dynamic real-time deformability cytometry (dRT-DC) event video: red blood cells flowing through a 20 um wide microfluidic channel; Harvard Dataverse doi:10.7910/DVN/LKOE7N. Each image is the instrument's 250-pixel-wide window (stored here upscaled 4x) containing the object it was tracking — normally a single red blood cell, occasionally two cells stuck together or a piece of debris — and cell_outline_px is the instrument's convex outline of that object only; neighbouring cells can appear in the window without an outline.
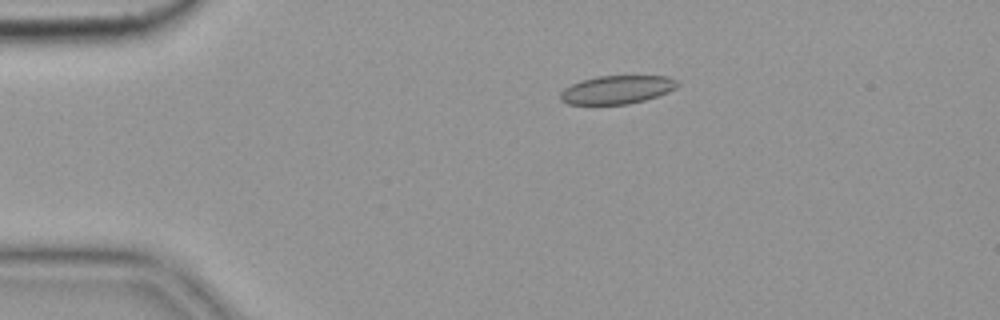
{"species": "common noctule bat (a hibernating species)", "species_latin": "Nyctalus noctula", "temperature_condition": "cold", "stored_images_in_passage": 8, "camera_frame_rate_fps": 3000, "um_per_image_px": 0.085, "animal": {"sex": "female", "body_mass_g": 19.9}, "frame": {"image": 1, "passage_image": 4, "time_ms": 1.0, "image_size_px": [1000, 320], "cell_outline_px": [[680, 84], [676, 88], [668, 92], [644, 100], [628, 104], [568, 104], [560, 100], [560, 92], [564, 88], [580, 80], [600, 76], [668, 76], [680, 80]], "centroid_in_image_um": [52.46, 7.61], "position_along_channel_um": 32.5, "area_um2": 19.42}}
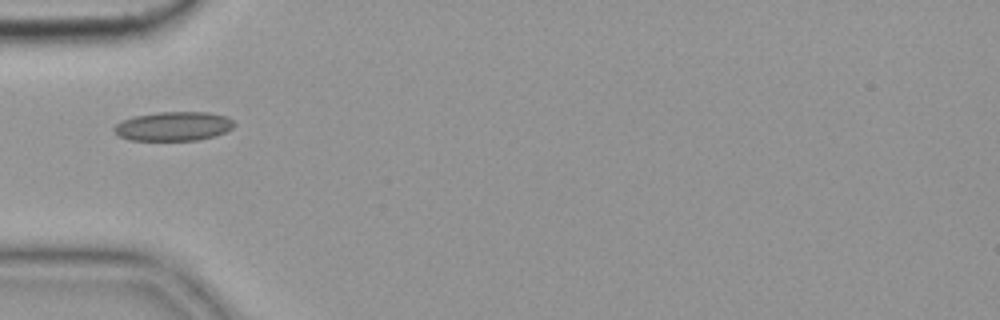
{"frame": {"image": 2, "passage_image": 6, "time_ms": 1.667, "image_size_px": [1000, 320], "cell_outline_px": [[236, 124], [232, 128], [216, 136], [196, 140], [128, 140], [120, 136], [112, 128], [120, 120], [132, 116], [156, 112], [208, 112], [228, 116]], "centroid_in_image_um": [14.74, 10.72], "position_along_channel_um": 70.3, "area_um2": 20.58}}